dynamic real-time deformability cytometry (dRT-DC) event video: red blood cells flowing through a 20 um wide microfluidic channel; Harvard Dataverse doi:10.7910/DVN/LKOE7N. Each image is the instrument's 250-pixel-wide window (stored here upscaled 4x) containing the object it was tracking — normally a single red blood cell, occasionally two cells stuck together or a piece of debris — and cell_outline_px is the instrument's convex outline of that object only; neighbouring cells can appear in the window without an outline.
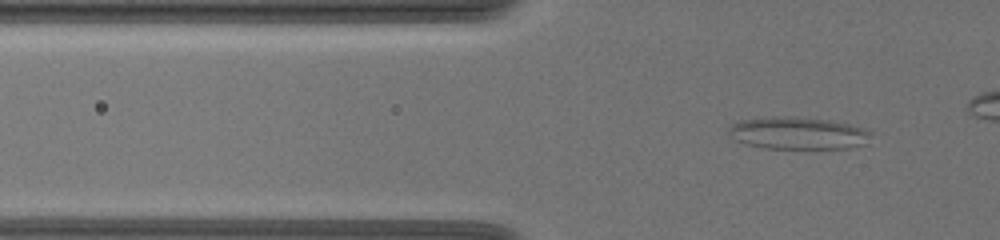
{"species": "common noctule bat (a hibernating species)", "species_latin": "Nyctalus noctula", "temperature_condition": "warm", "stored_images_in_passage": 56, "camera_frame_rate_fps": 3000, "um_per_image_px": 0.085, "animal": {"sex": "female", "body_mass_g": 19.5, "forearm_length_mm": 54.1}, "frame": {"image": 1, "passage_image": 23, "time_ms": 7.333, "image_size_px": [1000, 240], "cell_outline_px": [[872, 132], [864, 144], [848, 148], [764, 148], [744, 144], [736, 140], [728, 132], [728, 128], [732, 124], [740, 120], [772, 116], [792, 116], [832, 120], [864, 128]], "centroid_in_image_um": [67.79, 11.31], "position_along_channel_um": 58.0, "area_um2": 26.82}}
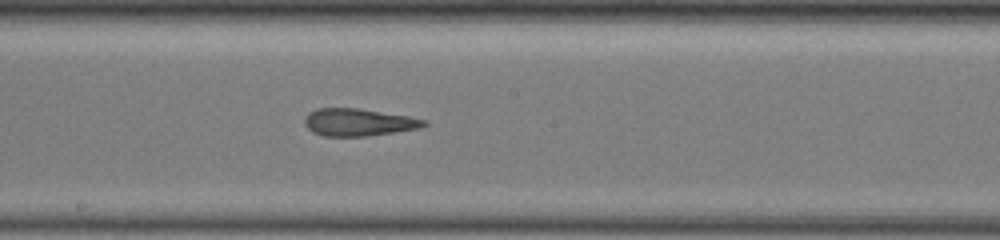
{"frame": {"image": 2, "passage_image": 38, "time_ms": 12.333, "image_size_px": [1000, 240], "cell_outline_px": [[428, 124], [420, 128], [364, 136], [324, 136], [312, 132], [304, 124], [304, 120], [308, 112], [316, 108], [360, 108], [408, 116], [428, 120]], "centroid_in_image_um": [30.46, 10.38], "position_along_channel_um": 217.7, "area_um2": 19.07}}
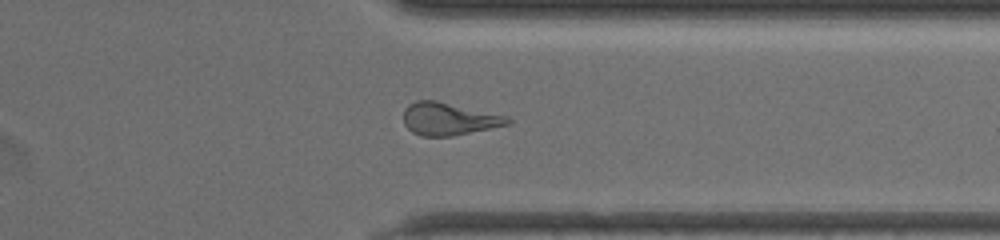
{"frame": {"image": 3, "passage_image": 51, "time_ms": 16.667, "image_size_px": [1000, 240], "cell_outline_px": [[512, 120], [508, 124], [452, 136], [420, 136], [412, 132], [404, 124], [404, 108], [408, 104], [416, 100], [436, 100], [508, 116]], "centroid_in_image_um": [38.11, 10.1], "position_along_channel_um": 373.3, "area_um2": 19.71}}